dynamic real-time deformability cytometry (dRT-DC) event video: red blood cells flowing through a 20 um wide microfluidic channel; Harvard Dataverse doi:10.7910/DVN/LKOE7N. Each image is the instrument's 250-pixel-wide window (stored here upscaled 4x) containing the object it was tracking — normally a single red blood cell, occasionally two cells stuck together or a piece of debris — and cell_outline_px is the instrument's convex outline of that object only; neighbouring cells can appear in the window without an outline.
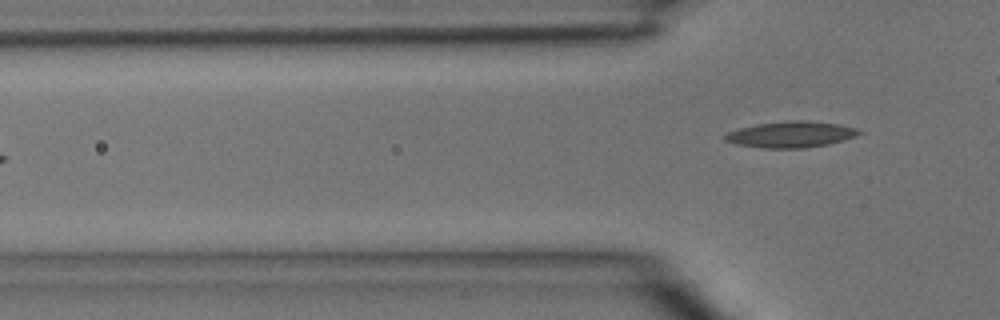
{"species": "common noctule bat (a hibernating species)", "species_latin": "Nyctalus noctula", "temperature_condition": "room temperature", "stored_images_in_passage": 4, "camera_frame_rate_fps": 3000, "um_per_image_px": 0.085, "animal": {"sex": "male", "body_mass_g": 15.6}, "frame": {"image": 1, "passage_image": 4, "time_ms": 1.0, "image_size_px": [1000, 320], "cell_outline_px": [[864, 132], [856, 136], [844, 140], [828, 144], [804, 148], [764, 148], [736, 144], [724, 140], [724, 136], [728, 132], [740, 128], [756, 124], [788, 120], [808, 120], [836, 124], [856, 128]], "centroid_in_image_um": [67.24, 11.42], "position_along_channel_um": 58.6, "area_um2": 20.4}}